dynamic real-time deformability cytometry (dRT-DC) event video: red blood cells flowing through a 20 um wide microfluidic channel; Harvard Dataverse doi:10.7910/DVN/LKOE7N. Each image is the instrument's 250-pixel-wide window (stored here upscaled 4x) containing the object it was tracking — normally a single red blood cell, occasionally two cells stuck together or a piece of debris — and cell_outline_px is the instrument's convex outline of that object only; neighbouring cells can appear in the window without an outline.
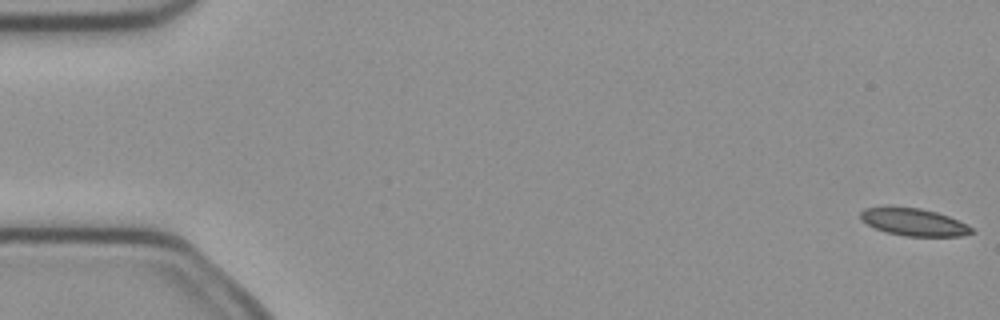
{"species": "common noctule bat (a hibernating species)", "species_latin": "Nyctalus noctula", "temperature_condition": "cold", "stored_images_in_passage": 5, "camera_frame_rate_fps": 3000, "um_per_image_px": 0.085, "animal": {"sex": "female", "body_mass_g": 21.9}, "frame": {"image": 1, "passage_image": 1, "time_ms": 0.0, "image_size_px": [1000, 320], "cell_outline_px": [[976, 232], [960, 236], [904, 236], [888, 232], [876, 228], [860, 220], [860, 212], [864, 208], [920, 208], [936, 212], [948, 216], [968, 224]], "centroid_in_image_um": [77.72, 18.89], "position_along_channel_um": 7.3, "area_um2": 17.4}}
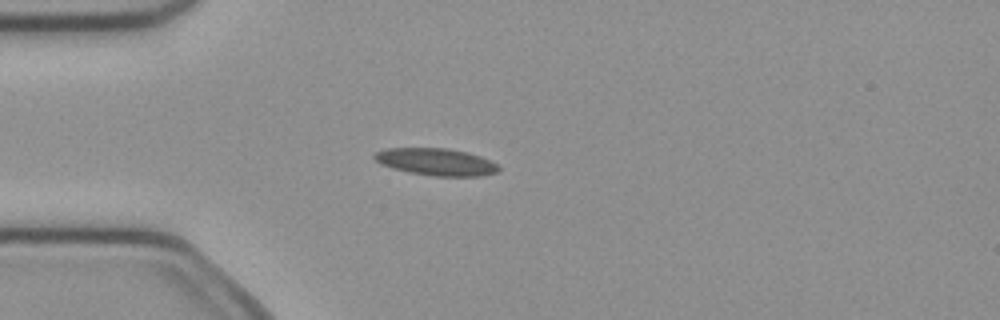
{"frame": {"image": 2, "passage_image": 4, "time_ms": 1.0, "image_size_px": [1000, 320], "cell_outline_px": [[500, 168], [496, 172], [480, 176], [436, 176], [408, 172], [392, 168], [380, 164], [372, 156], [376, 152], [388, 148], [448, 148], [468, 152], [480, 156], [496, 164]], "centroid_in_image_um": [37.05, 13.75], "position_along_channel_um": 48.0, "area_um2": 19.54}}